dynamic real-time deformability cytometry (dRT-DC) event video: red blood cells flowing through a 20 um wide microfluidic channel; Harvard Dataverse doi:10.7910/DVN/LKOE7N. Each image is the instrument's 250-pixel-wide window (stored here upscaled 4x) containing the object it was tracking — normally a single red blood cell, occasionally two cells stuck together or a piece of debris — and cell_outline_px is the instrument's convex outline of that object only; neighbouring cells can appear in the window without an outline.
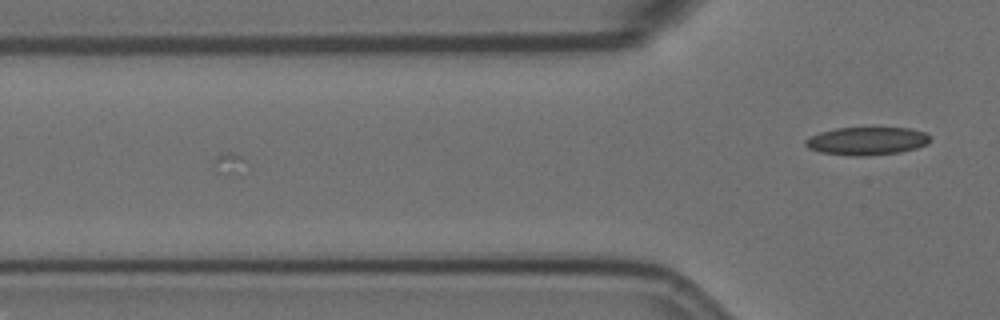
{"species": "Egyptian fruit bat (a non-hibernating species)", "species_latin": "Rousettus aegyptiacus", "temperature_condition": "room temperature", "stored_images_in_passage": 4, "camera_frame_rate_fps": 3000, "um_per_image_px": 0.085, "animal": {"sex": "female"}, "frame": {"image": 1, "passage_image": 4, "time_ms": 1.0, "image_size_px": [1000, 320], "cell_outline_px": [[928, 144], [916, 148], [900, 152], [864, 156], [856, 156], [820, 152], [808, 148], [804, 144], [804, 140], [820, 132], [836, 128], [908, 128], [924, 132], [928, 136]], "centroid_in_image_um": [73.65, 11.99], "position_along_channel_um": 52.1, "area_um2": 20.11}}